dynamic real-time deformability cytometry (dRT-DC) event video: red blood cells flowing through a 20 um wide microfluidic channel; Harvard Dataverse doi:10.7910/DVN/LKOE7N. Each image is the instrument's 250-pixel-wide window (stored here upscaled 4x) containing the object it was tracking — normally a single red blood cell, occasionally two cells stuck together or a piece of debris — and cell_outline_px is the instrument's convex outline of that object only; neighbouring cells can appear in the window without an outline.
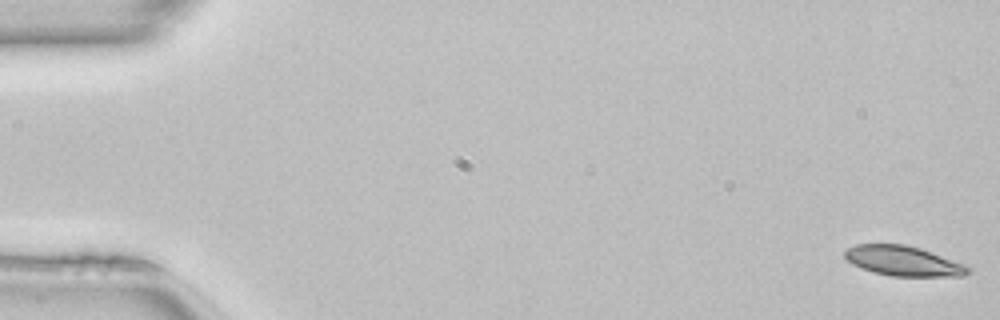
{"species": "common noctule bat (a hibernating species)", "species_latin": "Nyctalus noctula", "temperature_condition": "room temperature", "stored_images_in_passage": 50, "camera_frame_rate_fps": 3000, "um_per_image_px": 0.085, "animal": {"sex": "female", "body_mass_g": 22.7, "forearm_length_mm": 54.2}, "frame": {"image": 1, "passage_image": 1, "time_ms": 0.0, "image_size_px": [1000, 320], "cell_outline_px": [[972, 272], [964, 276], [892, 276], [872, 272], [852, 264], [844, 256], [844, 252], [848, 248], [856, 244], [904, 244], [920, 248], [964, 264], [972, 268]], "centroid_in_image_um": [76.8, 22.19], "position_along_channel_um": 8.2, "area_um2": 21.5}}
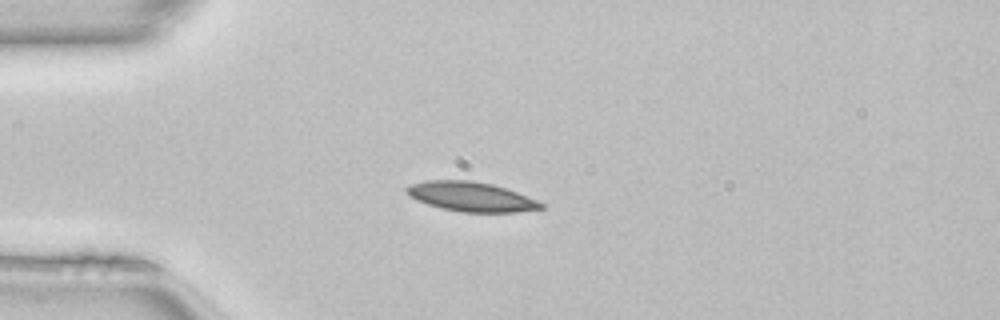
{"frame": {"image": 2, "passage_image": 13, "time_ms": 4.0, "image_size_px": [1000, 320], "cell_outline_px": [[544, 208], [516, 212], [460, 212], [428, 204], [416, 200], [408, 196], [404, 192], [404, 188], [408, 184], [424, 180], [472, 180], [492, 184], [516, 192], [536, 200], [544, 204]], "centroid_in_image_um": [39.96, 16.7], "position_along_channel_um": 45.0, "area_um2": 23.18}}
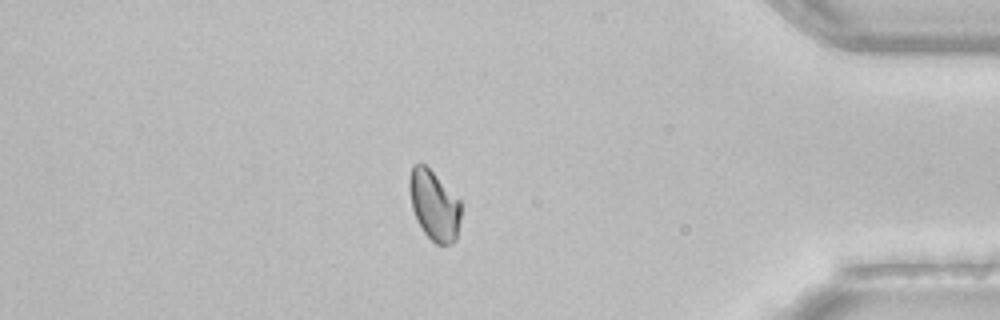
{"frame": {"image": 3, "passage_image": 43, "time_ms": 14.0, "image_size_px": [1000, 320], "cell_outline_px": [[460, 220], [456, 240], [452, 244], [436, 244], [424, 232], [416, 220], [412, 208], [408, 188], [408, 180], [412, 164], [424, 164], [460, 200]], "centroid_in_image_um": [36.88, 17.46], "position_along_channel_um": 398.3, "area_um2": 20.92}, "authors_computed_cell_mechanics": {"area_um2": 21.7617, "velocity_mm_per_s": 4.1086, "shape_relaxation_time_tau1_ms": 3.5231, "shape_relaxation_time_tau2_ms": null, "deformation_change_tau1": 0.0863, "deformation_change_tau2": null}}